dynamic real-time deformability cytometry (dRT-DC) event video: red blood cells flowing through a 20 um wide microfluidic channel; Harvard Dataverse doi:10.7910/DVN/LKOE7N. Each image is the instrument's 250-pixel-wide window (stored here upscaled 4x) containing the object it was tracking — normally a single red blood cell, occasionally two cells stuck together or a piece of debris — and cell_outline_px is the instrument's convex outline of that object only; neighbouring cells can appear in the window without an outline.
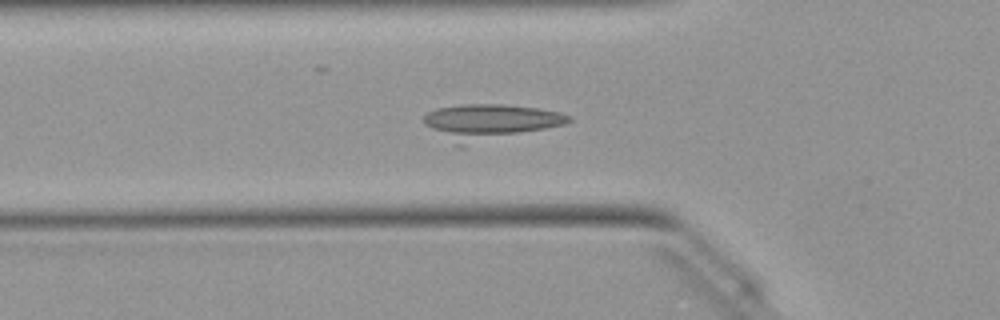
{"species": "Egyptian fruit bat (a non-hibernating species)", "species_latin": "Rousettus aegyptiacus", "temperature_condition": "warm", "stored_images_in_passage": 29, "camera_frame_rate_fps": 3000, "um_per_image_px": 0.085, "animal": {"sex": "female"}, "frame": {"image": 1, "passage_image": 9, "time_ms": 2.667, "image_size_px": [1000, 320], "cell_outline_px": [[572, 120], [564, 124], [464, 148], [456, 148], [424, 124], [424, 116], [428, 112], [436, 108], [464, 104], [504, 104], [540, 108], [560, 112], [572, 116]], "centroid_in_image_um": [41.59, 10.4], "position_along_channel_um": 84.2, "area_um2": 30.81}}
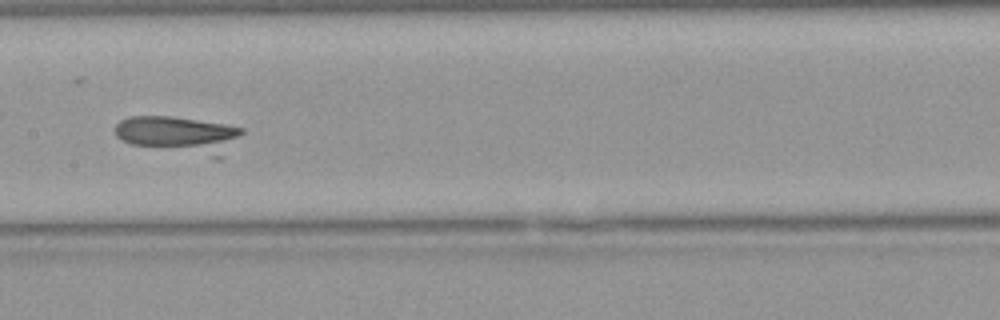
{"frame": {"image": 2, "passage_image": 17, "time_ms": 5.333, "image_size_px": [1000, 320], "cell_outline_px": [[244, 132], [220, 160], [216, 160], [132, 144], [116, 136], [116, 124], [120, 120], [132, 116], [172, 116], [224, 124], [244, 128]], "centroid_in_image_um": [15.28, 11.49], "position_along_channel_um": 192.1, "area_um2": 27.8}}
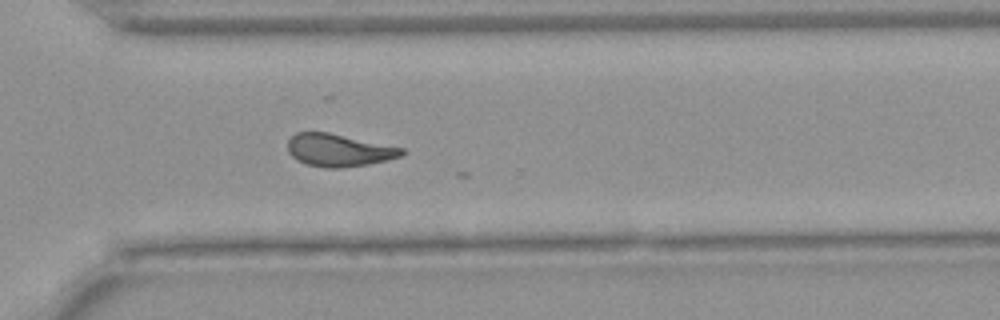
{"frame": {"image": 3, "passage_image": 28, "time_ms": 9.0, "image_size_px": [1000, 320], "cell_outline_px": [[408, 152], [404, 156], [388, 160], [368, 164], [340, 168], [324, 168], [308, 164], [296, 160], [288, 152], [288, 140], [296, 132], [328, 132], [404, 148]], "centroid_in_image_um": [28.83, 12.77], "position_along_channel_um": 341.8, "area_um2": 21.79}}